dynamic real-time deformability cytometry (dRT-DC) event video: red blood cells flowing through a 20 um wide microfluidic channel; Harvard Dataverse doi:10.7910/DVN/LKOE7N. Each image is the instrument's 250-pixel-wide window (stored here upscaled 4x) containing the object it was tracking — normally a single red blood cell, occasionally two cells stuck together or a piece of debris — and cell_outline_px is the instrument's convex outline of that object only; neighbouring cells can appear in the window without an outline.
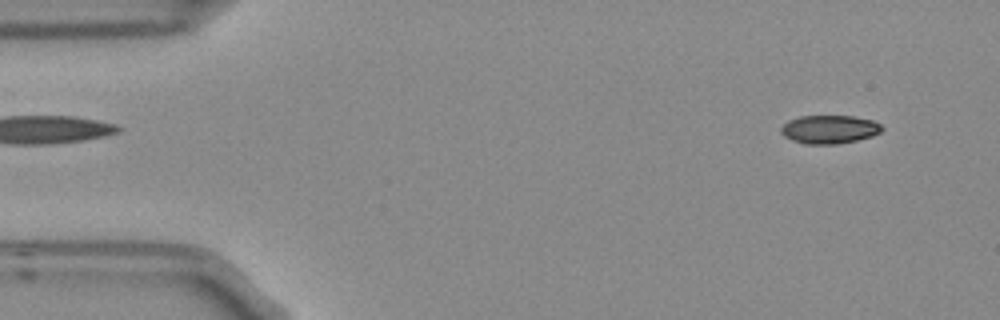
{"species": "Egyptian fruit bat (a non-hibernating species)", "species_latin": "Rousettus aegyptiacus", "temperature_condition": "room temperature", "stored_images_in_passage": 4, "camera_frame_rate_fps": 3000, "um_per_image_px": 0.085, "frame": {"image": 1, "passage_image": 1, "time_ms": 0.0, "image_size_px": [1000, 320], "cell_outline_px": [[884, 128], [880, 132], [872, 136], [856, 140], [836, 144], [804, 144], [792, 140], [784, 136], [780, 132], [780, 128], [788, 120], [800, 116], [852, 116], [872, 120], [880, 124]], "centroid_in_image_um": [70.48, 10.99], "position_along_channel_um": 14.5, "area_um2": 16.7}}
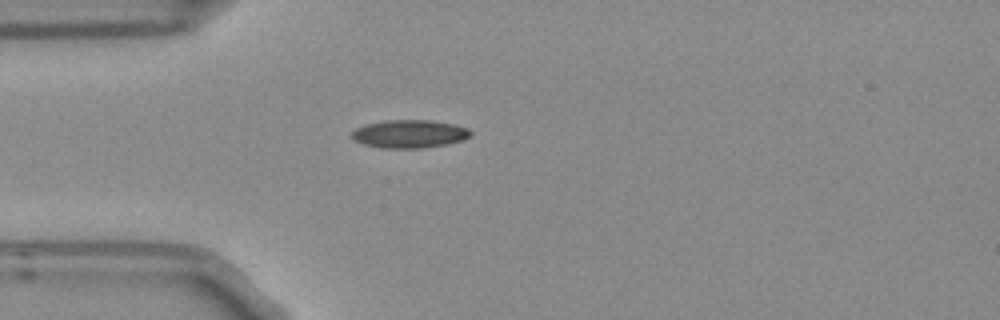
{"frame": {"image": 2, "passage_image": 4, "time_ms": 1.0, "image_size_px": [1000, 320], "cell_outline_px": [[472, 132], [464, 140], [448, 144], [424, 148], [380, 148], [364, 144], [356, 140], [352, 136], [352, 132], [356, 128], [364, 124], [384, 120], [428, 120], [452, 124], [468, 128]], "centroid_in_image_um": [34.8, 11.38], "position_along_channel_um": 50.2, "area_um2": 19.42}}